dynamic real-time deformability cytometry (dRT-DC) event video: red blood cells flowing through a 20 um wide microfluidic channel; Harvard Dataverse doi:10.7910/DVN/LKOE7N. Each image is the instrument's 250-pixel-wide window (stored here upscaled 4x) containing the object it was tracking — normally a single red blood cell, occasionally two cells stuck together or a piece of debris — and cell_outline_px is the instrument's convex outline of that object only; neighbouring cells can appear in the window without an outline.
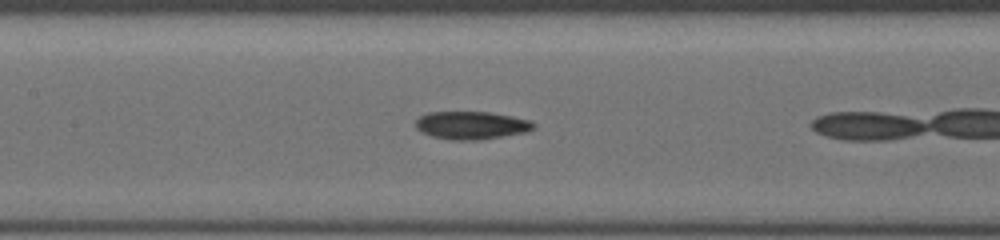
{"species": "common noctule bat (a hibernating species)", "species_latin": "Nyctalus noctula", "temperature_condition": "cold", "stored_images_in_passage": 6, "camera_frame_rate_fps": 3000, "um_per_image_px": 0.085, "animal": {"sex": "female", "body_mass_g": 19.5, "forearm_length_mm": 54.1}, "frame": {"image": 1, "passage_image": 4, "time_ms": 1.0, "image_size_px": [1000, 240], "cell_outline_px": [[536, 128], [528, 132], [480, 140], [452, 140], [432, 136], [420, 132], [416, 128], [416, 120], [420, 116], [432, 112], [488, 112], [512, 116], [528, 120], [536, 124]], "centroid_in_image_um": [40.09, 10.66], "position_along_channel_um": 167.3, "area_um2": 19.25}}